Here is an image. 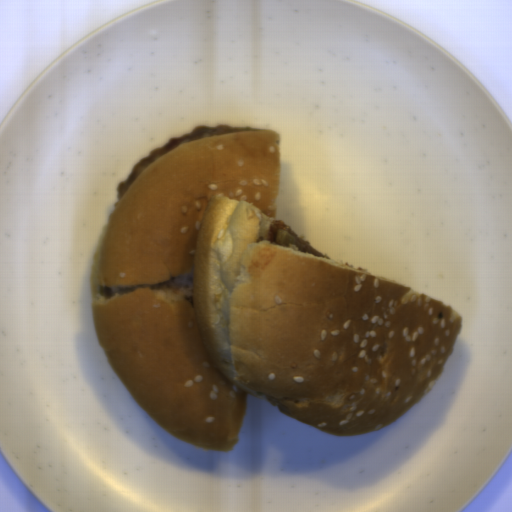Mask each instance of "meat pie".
<instances>
[{
  "instance_id": "obj_1",
  "label": "meat pie",
  "mask_w": 512,
  "mask_h": 512,
  "mask_svg": "<svg viewBox=\"0 0 512 512\" xmlns=\"http://www.w3.org/2000/svg\"><path fill=\"white\" fill-rule=\"evenodd\" d=\"M251 130H254L253 127L231 126L229 124H218L216 127L198 125L195 126L191 132H186L181 137H171L163 146L150 149L147 157H142L137 160L131 172L128 174L127 180H123L117 184L116 190L118 200L114 203V207H117L120 200L142 172L179 145L216 135Z\"/></svg>"
},
{
  "instance_id": "obj_2",
  "label": "meat pie",
  "mask_w": 512,
  "mask_h": 512,
  "mask_svg": "<svg viewBox=\"0 0 512 512\" xmlns=\"http://www.w3.org/2000/svg\"><path fill=\"white\" fill-rule=\"evenodd\" d=\"M279 229H282V230L290 232L291 234H293L294 236H296L297 238H299L300 240H302L303 242H305L306 244H308L309 246L314 248L309 240L303 239L286 222H283L281 220H275V219L271 222V224H270V226H269V228L267 230L268 239H269V242L271 244H276L277 231ZM315 250H317V249H315ZM317 251H319V250H317ZM319 252L322 253L323 255H325L326 257H328L330 259L329 255L327 253H323L321 251H319Z\"/></svg>"
}]
</instances>
